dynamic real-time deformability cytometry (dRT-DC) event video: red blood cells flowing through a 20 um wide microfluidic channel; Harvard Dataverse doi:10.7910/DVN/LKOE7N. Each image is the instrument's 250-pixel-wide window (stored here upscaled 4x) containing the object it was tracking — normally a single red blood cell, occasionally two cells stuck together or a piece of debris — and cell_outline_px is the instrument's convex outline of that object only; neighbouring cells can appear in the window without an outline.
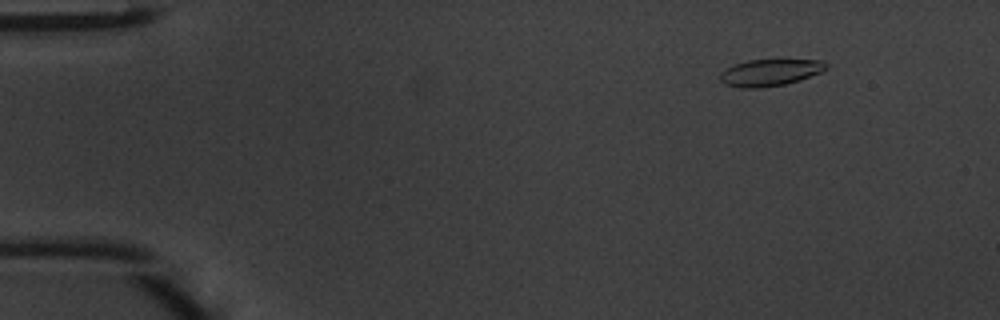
{"species": "common noctule bat (a hibernating species)", "species_latin": "Nyctalus noctula", "temperature_condition": "warm", "stored_images_in_passage": 44, "camera_frame_rate_fps": 3000, "um_per_image_px": 0.085, "animal": {"sex": "male", "body_mass_g": 20.1, "forearm_length_mm": 53.5}, "frame": {"image": 1, "passage_image": 2, "time_ms": 0.333, "image_size_px": [1000, 320], "cell_outline_px": [[828, 68], [820, 72], [800, 80], [784, 84], [760, 88], [740, 88], [724, 84], [720, 80], [720, 72], [736, 64], [748, 60], [824, 60], [828, 64]], "centroid_in_image_um": [65.46, 6.17], "position_along_channel_um": 19.5, "area_um2": 16.47}}
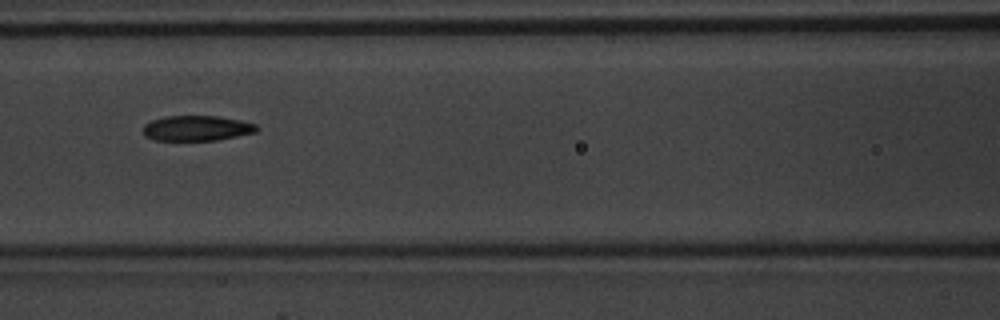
{"frame": {"image": 2, "passage_image": 18, "time_ms": 5.667, "image_size_px": [1000, 320], "cell_outline_px": [[256, 132], [216, 140], [156, 140], [144, 136], [144, 124], [152, 120], [164, 116], [216, 116], [240, 120], [256, 124]], "centroid_in_image_um": [16.69, 10.89], "position_along_channel_um": 149.9, "area_um2": 16.53}}
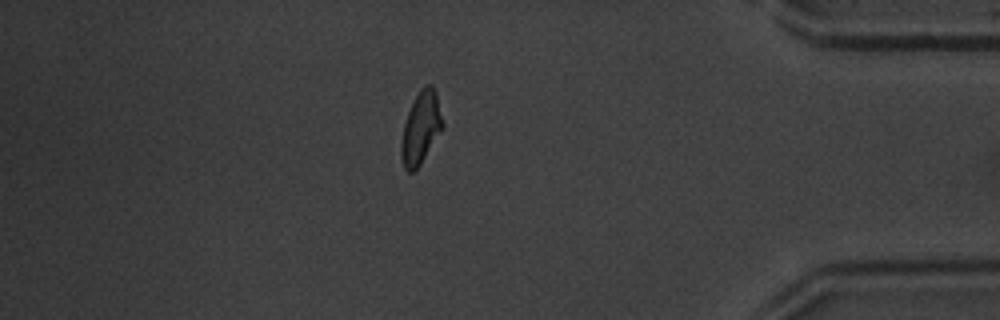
{"frame": {"image": 3, "passage_image": 38, "time_ms": 12.333, "image_size_px": [1000, 320], "cell_outline_px": [[444, 128], [420, 164], [412, 172], [408, 172], [404, 168], [400, 156], [400, 144], [404, 124], [408, 112], [420, 88], [424, 84], [432, 84], [436, 92], [444, 124]], "centroid_in_image_um": [35.78, 10.86], "position_along_channel_um": 399.4, "area_um2": 17.51}, "authors_computed_cell_mechanics": {"area_um2": 17.2244, "velocity_mm_per_s": 4.2454, "shape_relaxation_time_tau1_ms": 3.4246, "shape_relaxation_time_tau2_ms": 3.4275, "deformation_change_tau1": 0.1375, "deformation_change_tau2": 0.1007}}